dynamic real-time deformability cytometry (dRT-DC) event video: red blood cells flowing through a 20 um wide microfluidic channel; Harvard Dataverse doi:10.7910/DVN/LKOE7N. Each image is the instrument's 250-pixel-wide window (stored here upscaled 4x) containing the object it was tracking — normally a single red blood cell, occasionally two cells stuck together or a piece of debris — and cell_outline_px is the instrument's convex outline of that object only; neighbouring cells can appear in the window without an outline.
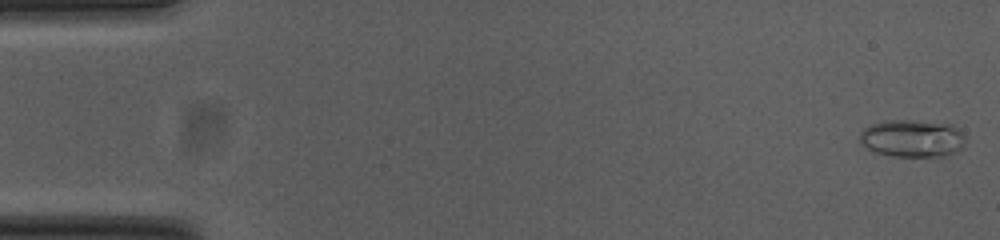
{"species": "common noctule bat (a hibernating species)", "species_latin": "Nyctalus noctula", "temperature_condition": "cold", "stored_images_in_passage": 53, "camera_frame_rate_fps": 3000, "um_per_image_px": 0.085, "animal": {"sex": "female", "body_mass_g": 23.0, "forearm_length_mm": 53.4}, "frame": {"image": 1, "passage_image": 1, "time_ms": 0.0, "image_size_px": [1000, 240], "cell_outline_px": [[964, 144], [956, 152], [944, 156], [892, 156], [876, 152], [868, 148], [860, 140], [860, 132], [864, 128], [872, 124], [888, 120], [912, 120], [956, 124], [964, 136]], "centroid_in_image_um": [77.58, 11.75], "position_along_channel_um": 7.4, "area_um2": 23.06}}
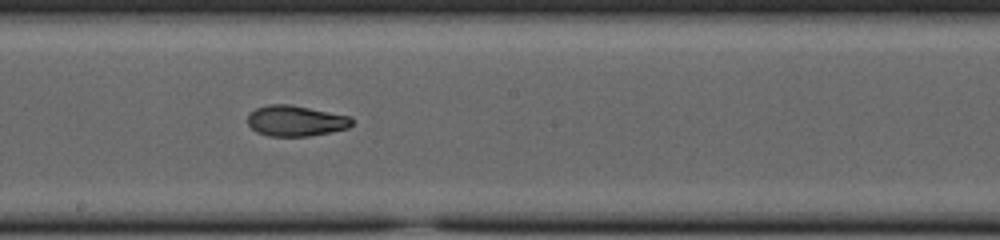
{"frame": {"image": 2, "passage_image": 29, "time_ms": 9.333, "image_size_px": [1000, 240], "cell_outline_px": [[352, 124], [348, 128], [308, 136], [268, 136], [256, 132], [248, 124], [248, 112], [256, 108], [268, 104], [292, 104], [352, 116]], "centroid_in_image_um": [25.12, 10.25], "position_along_channel_um": 223.1, "area_um2": 18.84}}
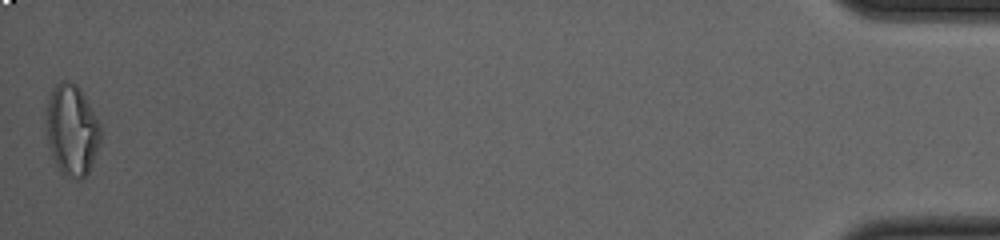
{"frame": {"image": 3, "passage_image": 53, "time_ms": 17.333, "image_size_px": [1000, 240], "cell_outline_px": [[100, 140], [88, 172], [80, 180], [64, 176], [60, 172], [52, 156], [48, 144], [48, 100], [52, 88], [60, 80], [64, 80], [76, 84], [80, 88], [100, 124]], "centroid_in_image_um": [6.11, 11.06], "position_along_channel_um": 429.1, "area_um2": 28.32}, "authors_computed_cell_mechanics": {"area_um2": 19.4786, "velocity_mm_per_s": 3.7987, "shape_relaxation_time_tau1_ms": 6.5415, "shape_relaxation_time_tau2_ms": 2.2115, "deformation_change_tau1": 0.2199, "deformation_change_tau2": 0.074}}